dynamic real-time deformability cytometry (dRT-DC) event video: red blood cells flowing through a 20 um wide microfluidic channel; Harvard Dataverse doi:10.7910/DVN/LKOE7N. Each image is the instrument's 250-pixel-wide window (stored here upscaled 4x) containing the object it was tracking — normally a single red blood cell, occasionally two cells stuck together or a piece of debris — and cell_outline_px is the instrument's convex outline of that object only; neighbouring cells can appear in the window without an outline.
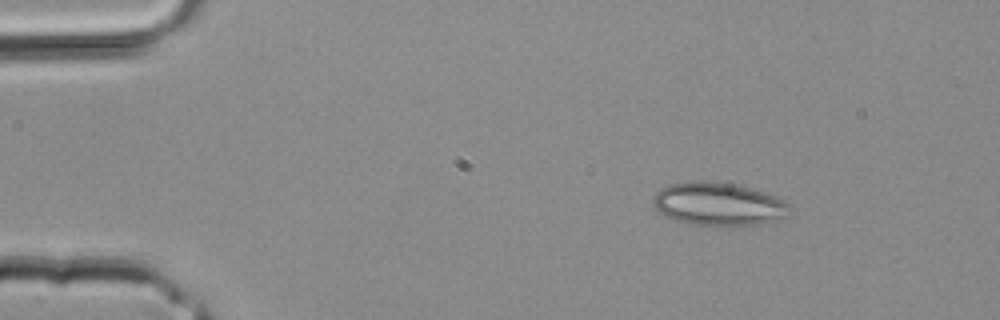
{"species": "common noctule bat (a hibernating species)", "species_latin": "Nyctalus noctula", "temperature_condition": "room temperature", "stored_images_in_passage": 3, "camera_frame_rate_fps": 3000, "um_per_image_px": 0.085, "animal": {"sex": "male", "body_mass_g": 20.4}, "frame": {"image": 1, "passage_image": 1, "time_ms": 0.0, "image_size_px": [1000, 320], "cell_outline_px": [[792, 212], [788, 216], [776, 220], [756, 224], [692, 224], [676, 220], [664, 216], [652, 204], [652, 196], [660, 188], [668, 184], [700, 180], [704, 180], [732, 184], [764, 192], [784, 200], [792, 204]], "centroid_in_image_um": [61.06, 17.32], "position_along_channel_um": 23.9, "area_um2": 34.1}}